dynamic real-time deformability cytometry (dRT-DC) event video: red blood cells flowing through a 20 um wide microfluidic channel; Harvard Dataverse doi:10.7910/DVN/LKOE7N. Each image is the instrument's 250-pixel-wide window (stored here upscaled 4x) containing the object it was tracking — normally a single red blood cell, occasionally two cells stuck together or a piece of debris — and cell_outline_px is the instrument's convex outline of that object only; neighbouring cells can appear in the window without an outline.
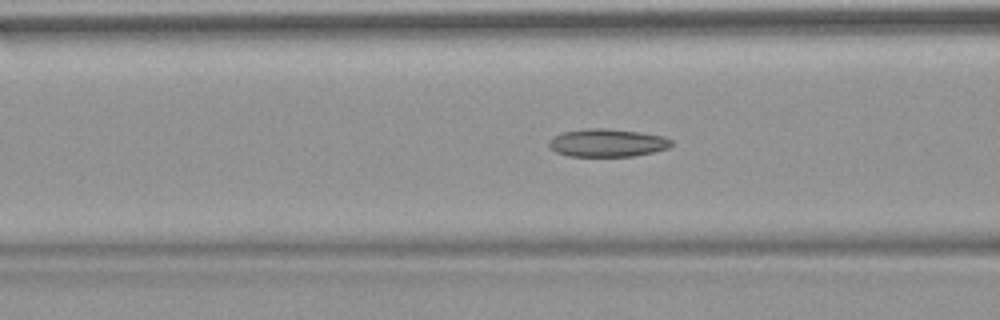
{"species": "common noctule bat (a hibernating species)", "species_latin": "Nyctalus noctula", "temperature_condition": "warm", "stored_images_in_passage": 53, "camera_frame_rate_fps": 3000, "um_per_image_px": 0.085, "animal": {"sex": "female", "body_mass_g": 18.4}, "frame": {"image": 1, "passage_image": 21, "time_ms": 6.667, "image_size_px": [1000, 320], "cell_outline_px": [[672, 144], [668, 148], [652, 152], [632, 156], [568, 156], [556, 152], [548, 144], [548, 140], [552, 136], [564, 132], [588, 128], [604, 128], [640, 132], [664, 136], [672, 140]], "centroid_in_image_um": [51.61, 12.14], "position_along_channel_um": 115.0, "area_um2": 19.88}}
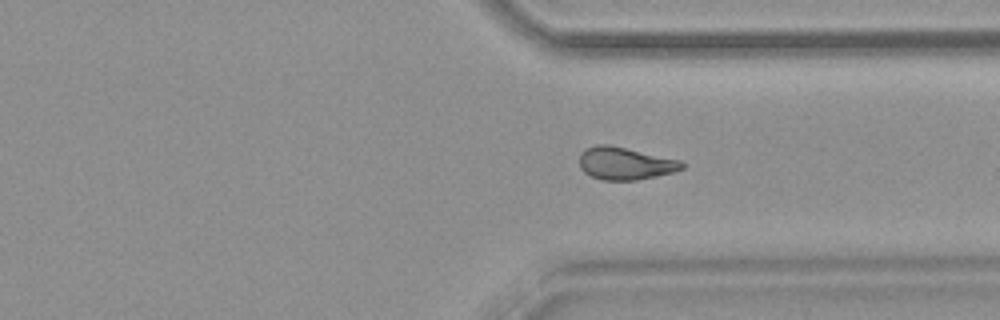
{"frame": {"image": 2, "passage_image": 40, "time_ms": 13.0, "image_size_px": [1000, 320], "cell_outline_px": [[684, 168], [672, 172], [656, 176], [636, 180], [600, 180], [584, 172], [580, 168], [580, 152], [584, 148], [596, 144], [608, 144], [680, 160], [684, 164]], "centroid_in_image_um": [53.09, 13.88], "position_along_channel_um": 358.3, "area_um2": 19.42}}
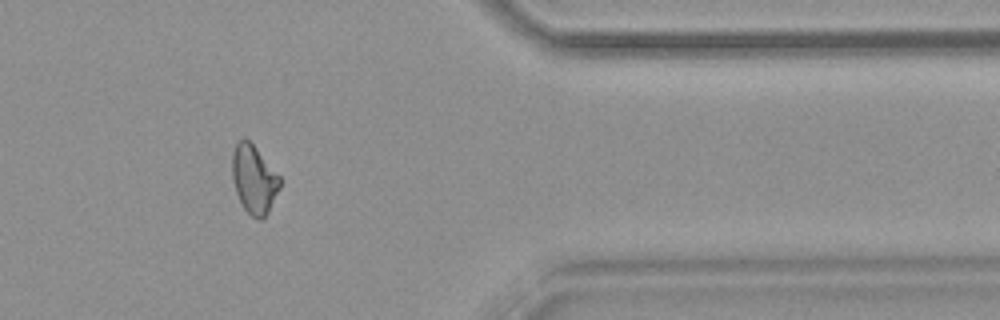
{"frame": {"image": 3, "passage_image": 44, "time_ms": 14.333, "image_size_px": [1000, 320], "cell_outline_px": [[280, 188], [268, 212], [260, 220], [252, 216], [244, 208], [236, 192], [232, 180], [232, 152], [236, 144], [244, 136], [256, 148], [280, 176]], "centroid_in_image_um": [21.58, 15.22], "position_along_channel_um": 389.8, "area_um2": 18.84}, "authors_computed_cell_mechanics": {"area_um2": 19.7098, "velocity_mm_per_s": 3.8359, "shape_relaxation_time_tau1_ms": null, "shape_relaxation_time_tau2_ms": 3.6143, "deformation_change_tau1": null, "deformation_change_tau2": 0.0998}}